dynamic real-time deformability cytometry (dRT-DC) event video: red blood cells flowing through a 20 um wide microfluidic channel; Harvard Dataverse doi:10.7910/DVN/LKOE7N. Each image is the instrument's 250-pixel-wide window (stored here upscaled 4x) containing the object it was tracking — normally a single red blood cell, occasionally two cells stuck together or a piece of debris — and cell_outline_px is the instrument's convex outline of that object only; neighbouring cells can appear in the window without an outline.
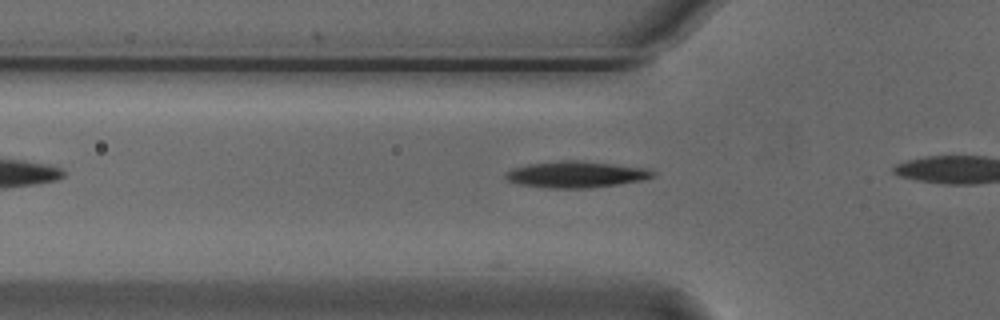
{"species": "Egyptian fruit bat (a non-hibernating species)", "species_latin": "Rousettus aegyptiacus", "temperature_condition": "cold", "stored_images_in_passage": 9, "camera_frame_rate_fps": 3000, "um_per_image_px": 0.085, "animal": {"sex": "male"}, "frame": {"image": 1, "passage_image": 3, "time_ms": 0.667, "image_size_px": [1000, 320], "cell_outline_px": [[656, 176], [640, 180], [616, 184], [588, 188], [544, 188], [520, 184], [504, 180], [504, 172], [512, 168], [528, 164], [560, 160], [584, 160], [652, 168], [656, 172]], "centroid_in_image_um": [48.97, 14.81], "position_along_channel_um": 76.8, "area_um2": 23.12}}
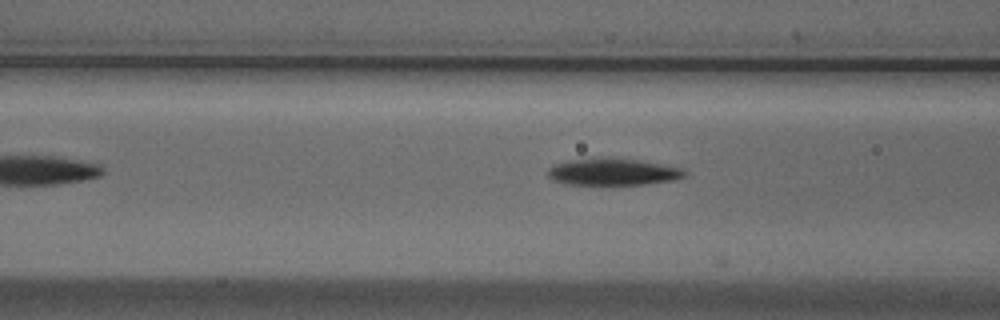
{"frame": {"image": 2, "passage_image": 6, "time_ms": 1.667, "image_size_px": [1000, 320], "cell_outline_px": [[688, 172], [684, 176], [672, 180], [644, 184], [564, 184], [552, 180], [548, 176], [548, 168], [556, 164], [568, 160], [636, 160], [680, 168]], "centroid_in_image_um": [52.06, 14.65], "position_along_channel_um": 114.5, "area_um2": 20.35}}